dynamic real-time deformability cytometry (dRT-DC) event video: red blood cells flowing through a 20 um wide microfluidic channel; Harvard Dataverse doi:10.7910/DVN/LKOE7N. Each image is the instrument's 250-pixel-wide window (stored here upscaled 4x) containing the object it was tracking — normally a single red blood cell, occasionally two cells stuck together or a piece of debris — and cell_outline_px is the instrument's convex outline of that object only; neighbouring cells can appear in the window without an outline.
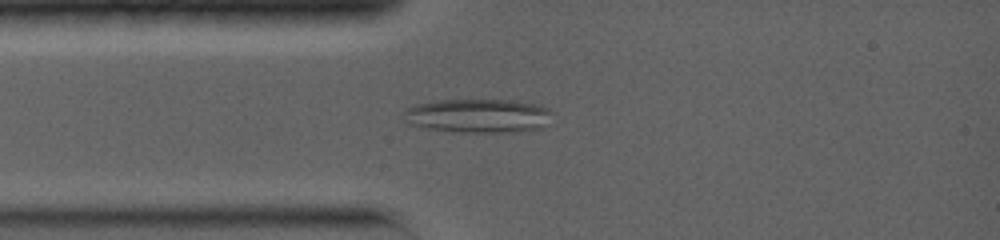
{"species": "common noctule bat (a hibernating species)", "species_latin": "Nyctalus noctula", "temperature_condition": "warm", "stored_images_in_passage": 1, "camera_frame_rate_fps": 5000, "um_per_image_px": 0.085, "animal": {"sex": "female", "body_mass_g": 19.0, "forearm_length_mm": 56.7}, "frame": {"image": 1, "passage_image": 1, "time_ms": 0.0, "image_size_px": [1000, 240], "cell_outline_px": [[552, 112], [544, 128], [516, 132], [464, 132], [424, 128], [408, 124], [404, 112], [404, 108], [416, 104], [440, 100], [512, 100], [540, 104], [548, 108]], "centroid_in_image_um": [40.67, 9.84], "position_along_channel_um": 44.3, "area_um2": 29.54}}